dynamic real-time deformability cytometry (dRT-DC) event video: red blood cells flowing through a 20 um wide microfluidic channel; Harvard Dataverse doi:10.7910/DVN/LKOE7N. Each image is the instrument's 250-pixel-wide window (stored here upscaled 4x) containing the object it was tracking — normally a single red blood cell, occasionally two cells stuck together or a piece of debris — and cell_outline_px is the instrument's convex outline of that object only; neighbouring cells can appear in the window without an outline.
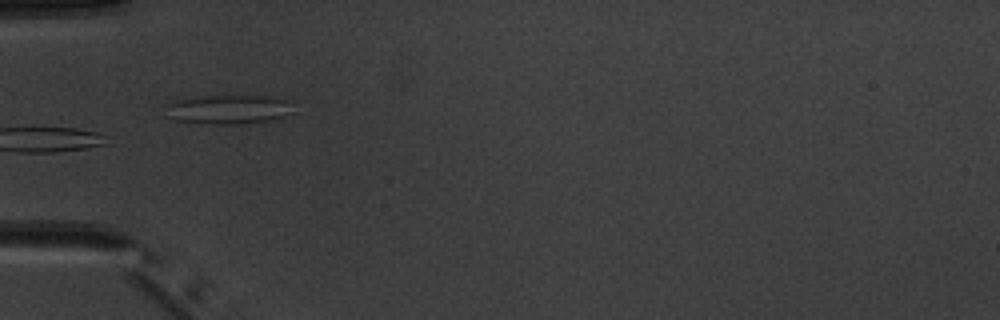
{"species": "common noctule bat (a hibernating species)", "species_latin": "Nyctalus noctula", "temperature_condition": "warm", "stored_images_in_passage": 7, "camera_frame_rate_fps": 3000, "um_per_image_px": 0.085, "animal": {"sex": "male", "body_mass_g": 20.1, "forearm_length_mm": 53.5}, "frame": {"image": 1, "passage_image": 5, "time_ms": 6.0, "image_size_px": [1000, 320], "cell_outline_px": [[296, 112], [284, 116], [268, 120], [236, 124], [212, 124], [176, 120], [168, 116], [160, 104], [176, 100], [204, 96], [268, 96], [284, 100]], "centroid_in_image_um": [19.32, 9.3], "position_along_channel_um": 65.7, "area_um2": 21.62}}
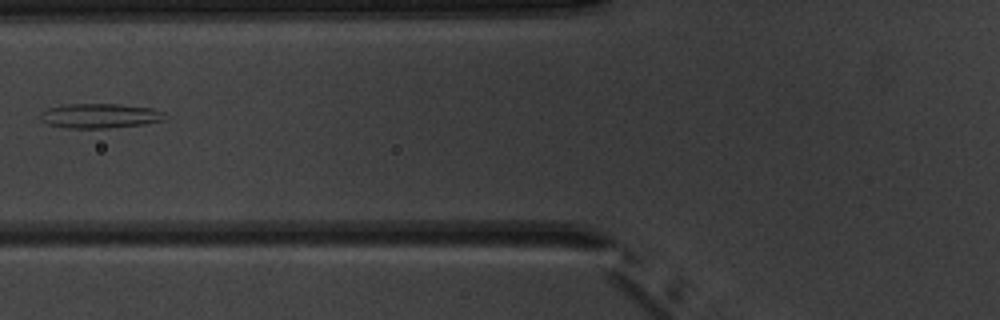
{"frame": {"image": 2, "passage_image": 6, "time_ms": 7.333, "image_size_px": [1000, 320], "cell_outline_px": [[164, 120], [144, 124], [108, 128], [68, 128], [48, 124], [40, 116], [40, 112], [48, 108], [64, 104], [120, 104], [152, 108], [164, 112]], "centroid_in_image_um": [8.49, 9.84], "position_along_channel_um": 117.3, "area_um2": 17.8}}